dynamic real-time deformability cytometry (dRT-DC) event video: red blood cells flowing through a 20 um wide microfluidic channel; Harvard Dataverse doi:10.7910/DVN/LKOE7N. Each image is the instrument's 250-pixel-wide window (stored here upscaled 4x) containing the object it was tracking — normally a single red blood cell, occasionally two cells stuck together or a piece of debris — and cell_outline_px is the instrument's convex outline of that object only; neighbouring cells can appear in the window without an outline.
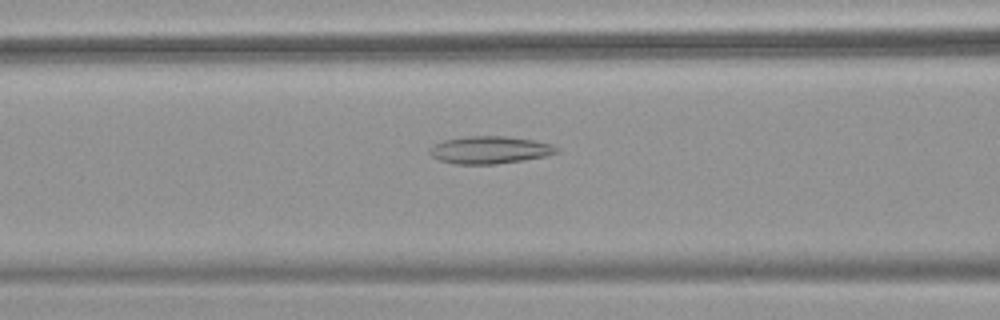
{"species": "common noctule bat (a hibernating species)", "species_latin": "Nyctalus noctula", "temperature_condition": "warm", "stored_images_in_passage": 41, "camera_frame_rate_fps": 3000, "um_per_image_px": 0.085, "animal": {"sex": "female", "body_mass_g": 18.4}, "frame": {"image": 1, "passage_image": 16, "time_ms": 5.0, "image_size_px": [1000, 320], "cell_outline_px": [[560, 152], [544, 156], [524, 160], [496, 164], [456, 164], [440, 160], [432, 156], [428, 152], [428, 148], [444, 140], [468, 136], [504, 136], [532, 140], [552, 144], [560, 148]], "centroid_in_image_um": [41.64, 12.75], "position_along_channel_um": 125.0, "area_um2": 20.29}}
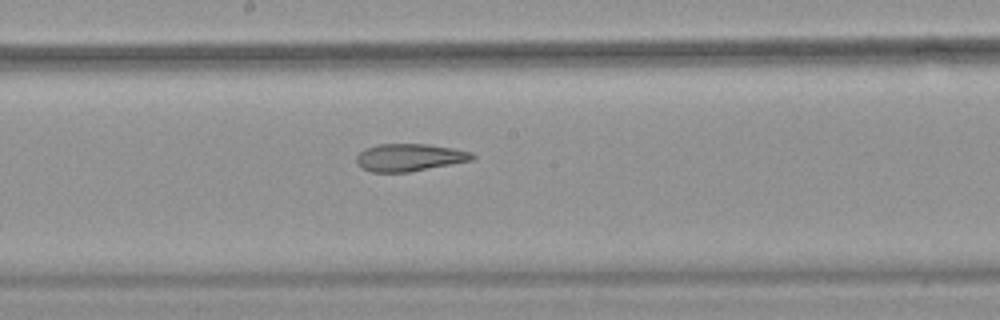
{"frame": {"image": 2, "passage_image": 23, "time_ms": 7.333, "image_size_px": [1000, 320], "cell_outline_px": [[476, 156], [472, 160], [408, 172], [372, 172], [364, 168], [356, 160], [356, 156], [364, 148], [376, 144], [428, 144], [452, 148], [472, 152]], "centroid_in_image_um": [34.8, 13.37], "position_along_channel_um": 213.4, "area_um2": 18.38}}
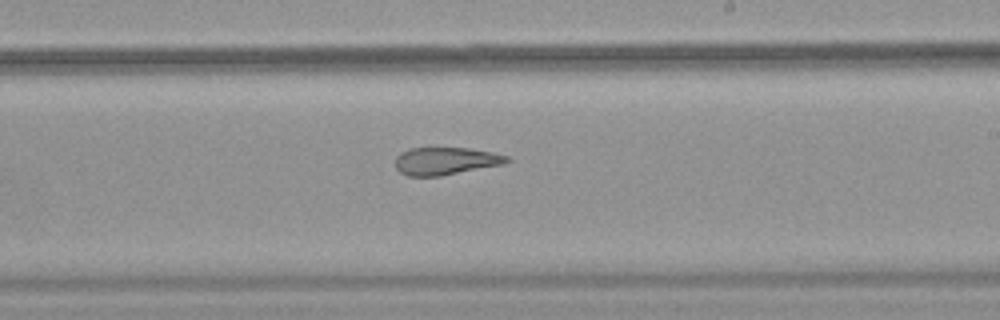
{"frame": {"image": 3, "passage_image": 26, "time_ms": 8.333, "image_size_px": [1000, 320], "cell_outline_px": [[512, 160], [504, 164], [440, 176], [408, 176], [400, 172], [396, 168], [396, 156], [400, 152], [408, 148], [468, 148], [492, 152], [508, 156]], "centroid_in_image_um": [37.88, 13.68], "position_along_channel_um": 251.1, "area_um2": 17.98}, "authors_computed_cell_mechanics": {"area_um2": 20.5768, "velocity_mm_per_s": 3.8038, "shape_relaxation_time_tau1_ms": null, "shape_relaxation_time_tau2_ms": 3.9869, "deformation_change_tau1": null, "deformation_change_tau2": 0.1499}}